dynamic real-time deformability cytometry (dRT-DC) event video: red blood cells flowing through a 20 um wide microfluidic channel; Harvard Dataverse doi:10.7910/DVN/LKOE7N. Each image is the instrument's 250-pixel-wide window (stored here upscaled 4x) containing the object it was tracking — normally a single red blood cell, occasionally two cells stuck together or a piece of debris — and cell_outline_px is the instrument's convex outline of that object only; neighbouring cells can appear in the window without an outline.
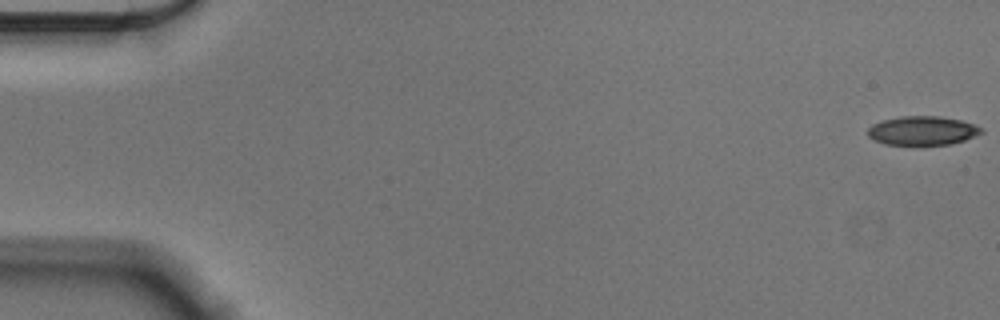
{"species": "Egyptian fruit bat (a non-hibernating species)", "species_latin": "Rousettus aegyptiacus", "temperature_condition": "cold", "stored_images_in_passage": 56, "camera_frame_rate_fps": 3000, "um_per_image_px": 0.085, "animal": {"sex": "male"}, "frame": {"image": 1, "passage_image": 1, "time_ms": 0.0, "image_size_px": [1000, 320], "cell_outline_px": [[984, 132], [964, 140], [952, 144], [884, 144], [868, 136], [868, 128], [872, 124], [884, 120], [900, 116], [940, 116], [960, 120], [976, 124], [984, 128]], "centroid_in_image_um": [78.45, 11.09], "position_along_channel_um": 6.5, "area_um2": 19.07}}
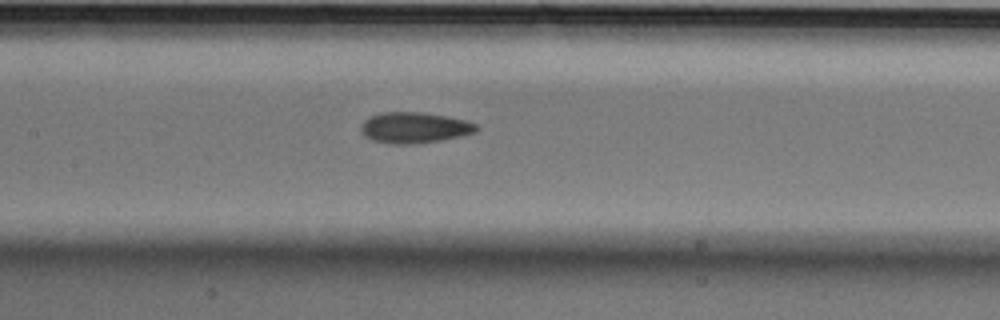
{"frame": {"image": 2, "passage_image": 27, "time_ms": 8.667, "image_size_px": [1000, 320], "cell_outline_px": [[480, 128], [476, 132], [460, 136], [440, 140], [412, 144], [392, 144], [372, 140], [364, 136], [360, 128], [360, 124], [368, 116], [380, 112], [420, 112], [444, 116], [464, 120], [476, 124]], "centroid_in_image_um": [35.17, 10.85], "position_along_channel_um": 172.2, "area_um2": 20.81}}
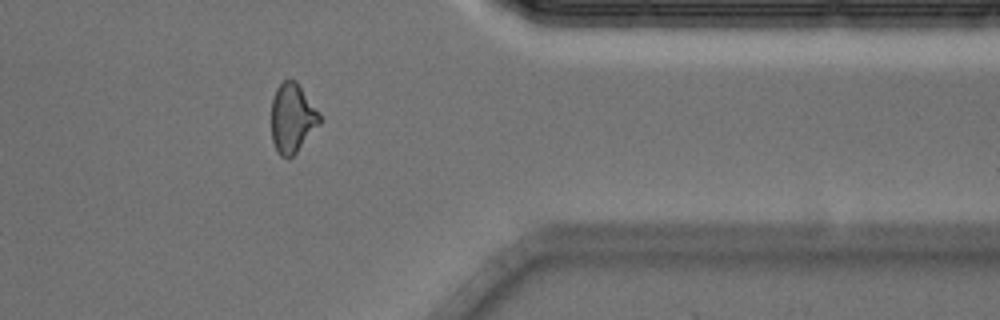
{"frame": {"image": 3, "passage_image": 46, "time_ms": 15.0, "image_size_px": [1000, 320], "cell_outline_px": [[324, 120], [296, 152], [288, 160], [280, 156], [272, 140], [272, 100], [276, 88], [284, 80], [296, 80], [320, 112]], "centroid_in_image_um": [24.88, 10.04], "position_along_channel_um": 386.5, "area_um2": 19.71}, "authors_computed_cell_mechanics": {"area_um2": 20.2589, "velocity_mm_per_s": 3.5931, "shape_relaxation_time_tau1_ms": 5.5154, "shape_relaxation_time_tau2_ms": 2.4097, "deformation_change_tau1": 0.1247, "deformation_change_tau2": 0.0897}}